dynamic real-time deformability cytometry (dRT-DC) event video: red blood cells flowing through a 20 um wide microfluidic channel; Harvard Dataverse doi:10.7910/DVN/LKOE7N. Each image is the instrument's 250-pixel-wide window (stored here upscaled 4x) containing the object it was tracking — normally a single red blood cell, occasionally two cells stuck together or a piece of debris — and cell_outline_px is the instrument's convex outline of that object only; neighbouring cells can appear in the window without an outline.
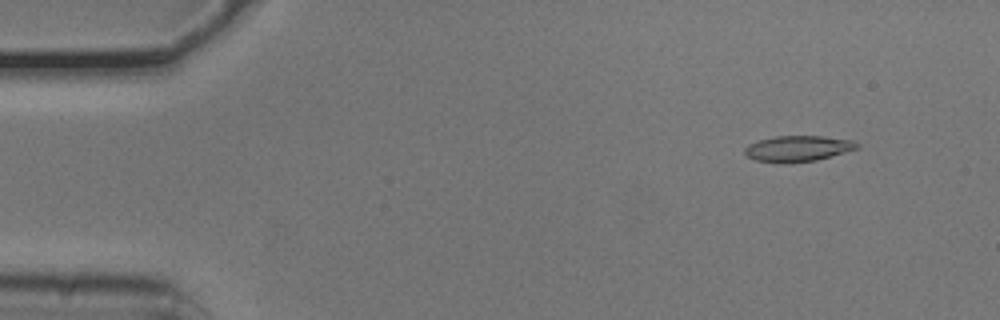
{"species": "common noctule bat (a hibernating species)", "species_latin": "Nyctalus noctula", "temperature_condition": "cold", "stored_images_in_passage": 49, "camera_frame_rate_fps": 3000, "um_per_image_px": 0.085, "animal": {"sex": "male", "body_mass_g": 20.5, "forearm_length_mm": 52.5}, "frame": {"image": 1, "passage_image": 1, "time_ms": 0.0, "image_size_px": [1000, 320], "cell_outline_px": [[860, 148], [816, 160], [756, 160], [748, 156], [744, 152], [744, 148], [748, 144], [760, 140], [776, 136], [824, 136], [856, 140], [860, 144]], "centroid_in_image_um": [67.93, 12.57], "position_along_channel_um": 17.1, "area_um2": 16.24}}
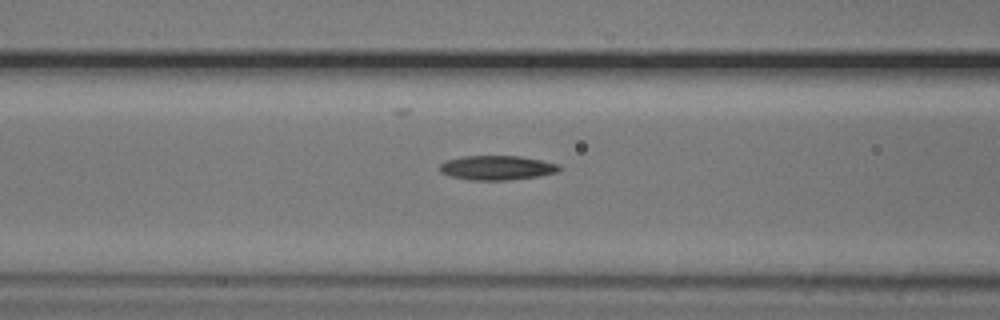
{"frame": {"image": 2, "passage_image": 17, "time_ms": 5.333, "image_size_px": [1000, 320], "cell_outline_px": [[564, 168], [556, 172], [536, 176], [508, 180], [468, 180], [452, 176], [440, 172], [440, 164], [444, 160], [460, 156], [520, 156], [560, 164]], "centroid_in_image_um": [42.22, 14.25], "position_along_channel_um": 124.4, "area_um2": 17.05}}
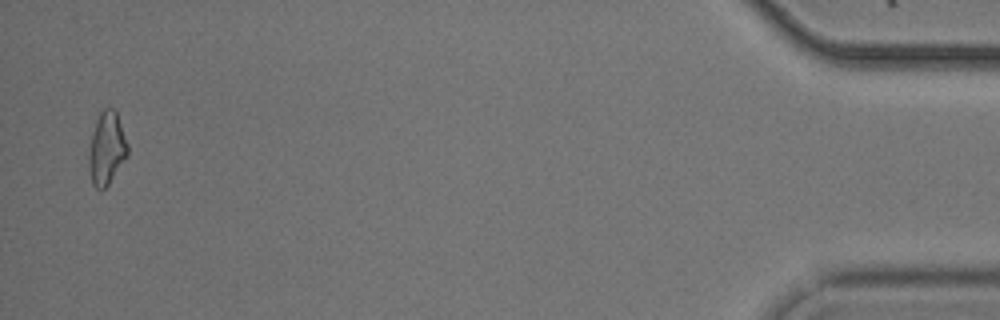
{"frame": {"image": 3, "passage_image": 48, "time_ms": 15.667, "image_size_px": [1000, 320], "cell_outline_px": [[128, 156], [108, 184], [100, 192], [92, 184], [88, 164], [88, 156], [92, 132], [96, 120], [100, 112], [104, 108], [112, 108], [116, 112], [128, 144]], "centroid_in_image_um": [9.06, 12.64], "position_along_channel_um": 426.1, "area_um2": 16.47}, "authors_computed_cell_mechanics": {"area_um2": 16.5308, "velocity_mm_per_s": 3.7811, "shape_relaxation_time_tau1_ms": 9.7769, "shape_relaxation_time_tau2_ms": null, "deformation_change_tau1": 0.1944, "deformation_change_tau2": null}}